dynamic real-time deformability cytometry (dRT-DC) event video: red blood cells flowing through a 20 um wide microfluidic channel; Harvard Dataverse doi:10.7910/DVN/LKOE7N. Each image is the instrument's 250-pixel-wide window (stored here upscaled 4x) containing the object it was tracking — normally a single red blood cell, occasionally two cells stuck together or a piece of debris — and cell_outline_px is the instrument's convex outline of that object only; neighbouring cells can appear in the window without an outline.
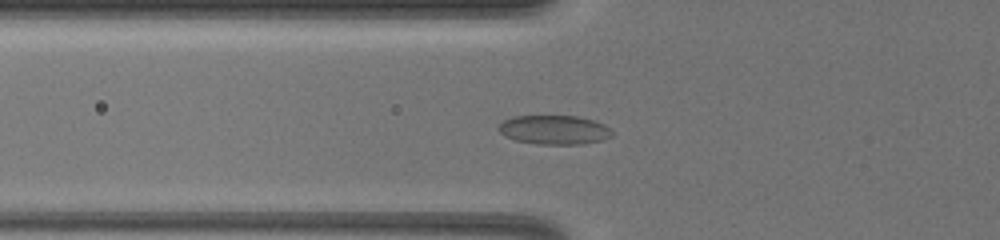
{"species": "common noctule bat (a hibernating species)", "species_latin": "Nyctalus noctula", "temperature_condition": "warm", "stored_images_in_passage": 37, "camera_frame_rate_fps": 3000, "um_per_image_px": 0.085, "animal": {"sex": "female", "body_mass_g": 19.5, "forearm_length_mm": 54.1}, "frame": {"image": 1, "passage_image": 13, "time_ms": 4.333, "image_size_px": [1000, 240], "cell_outline_px": [[612, 136], [600, 140], [584, 144], [536, 144], [516, 140], [504, 136], [500, 132], [500, 124], [504, 120], [512, 116], [576, 116], [592, 120], [604, 124], [612, 132]], "centroid_in_image_um": [47.1, 11.04], "position_along_channel_um": 78.7, "area_um2": 19.07}}
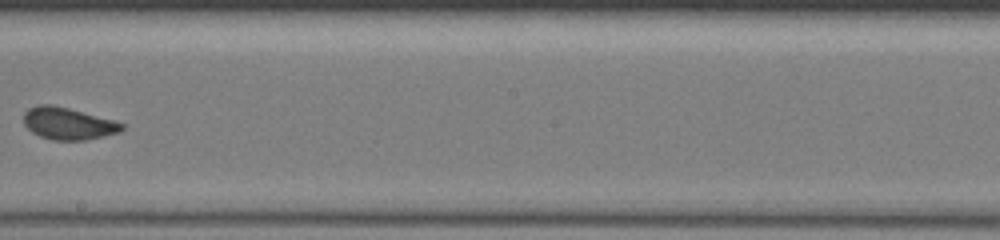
{"frame": {"image": 2, "passage_image": 23, "time_ms": 8.333, "image_size_px": [1000, 240], "cell_outline_px": [[124, 128], [120, 132], [104, 136], [84, 140], [52, 140], [40, 136], [32, 132], [24, 124], [24, 112], [28, 108], [40, 104], [52, 104], [116, 120], [124, 124]], "centroid_in_image_um": [5.8, 10.49], "position_along_channel_um": 242.4, "area_um2": 18.44}}
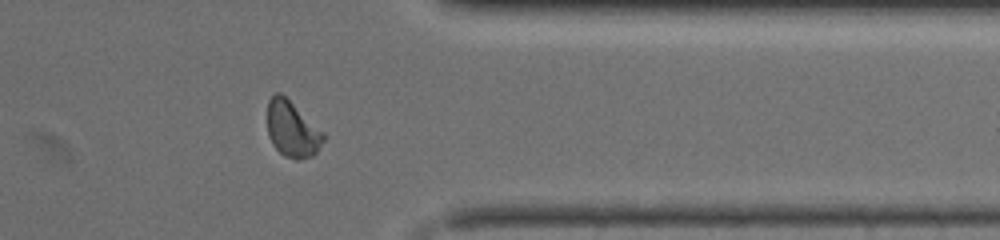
{"frame": {"image": 3, "passage_image": 33, "time_ms": 12.0, "image_size_px": [1000, 240], "cell_outline_px": [[324, 140], [316, 152], [312, 156], [300, 160], [296, 160], [284, 156], [272, 144], [268, 136], [268, 100], [276, 92], [280, 92], [324, 132]], "centroid_in_image_um": [24.83, 11.0], "position_along_channel_um": 386.6, "area_um2": 18.15}, "authors_computed_cell_mechanics": {"area_um2": 18.3226, "velocity_mm_per_s": 4.1005, "shape_relaxation_time_tau1_ms": 5.4284, "shape_relaxation_time_tau2_ms": null, "deformation_change_tau1": 0.1222, "deformation_change_tau2": null}}